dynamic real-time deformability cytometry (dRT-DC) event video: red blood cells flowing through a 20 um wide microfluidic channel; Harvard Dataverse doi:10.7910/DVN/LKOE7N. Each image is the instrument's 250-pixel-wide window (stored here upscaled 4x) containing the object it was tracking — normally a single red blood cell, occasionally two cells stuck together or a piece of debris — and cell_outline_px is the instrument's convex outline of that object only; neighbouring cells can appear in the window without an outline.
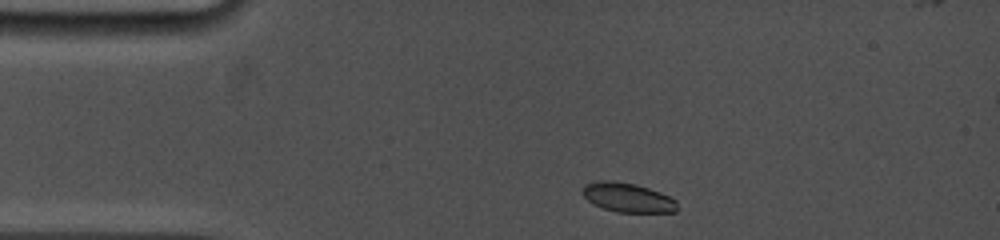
{"species": "common noctule bat (a hibernating species)", "species_latin": "Nyctalus noctula", "temperature_condition": "cold", "stored_images_in_passage": 61, "camera_frame_rate_fps": 5000, "um_per_image_px": 0.085, "animal": {"sex": "female", "body_mass_g": 19.0, "forearm_length_mm": 53.3}, "frame": {"image": 1, "passage_image": 2, "time_ms": 0.2, "image_size_px": [1000, 240], "cell_outline_px": [[676, 212], [616, 212], [592, 204], [580, 192], [584, 184], [600, 180], [612, 180], [636, 184], [660, 192], [676, 200]], "centroid_in_image_um": [53.3, 16.78], "position_along_channel_um": 31.7, "area_um2": 16.24}}
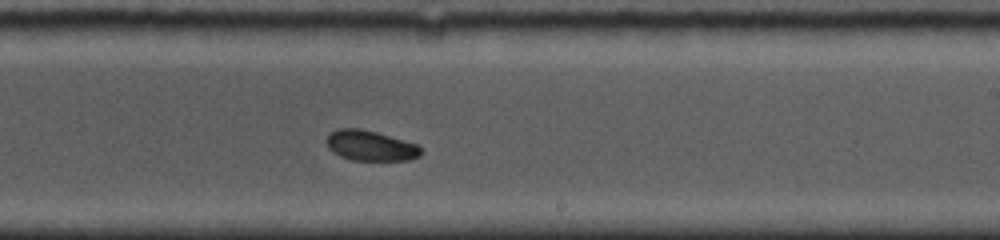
{"frame": {"image": 2, "passage_image": 35, "time_ms": 7.2, "image_size_px": [1000, 240], "cell_outline_px": [[424, 152], [420, 156], [408, 160], [352, 160], [340, 156], [332, 152], [328, 148], [324, 140], [332, 132], [340, 128], [360, 128], [376, 132], [416, 144]], "centroid_in_image_um": [31.46, 12.39], "position_along_channel_um": 257.5, "area_um2": 16.65}}
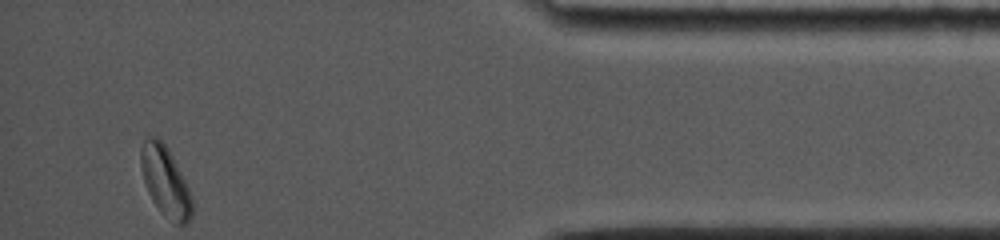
{"frame": {"image": 3, "passage_image": 61, "time_ms": 12.4, "image_size_px": [1000, 240], "cell_outline_px": [[192, 216], [188, 224], [176, 224], [160, 212], [152, 200], [148, 192], [140, 168], [140, 152], [144, 140], [148, 136], [156, 136], [168, 148], [192, 196]], "centroid_in_image_um": [14.04, 15.43], "position_along_channel_um": 421.2, "area_um2": 20.75}, "authors_computed_cell_mechanics": {"area_um2": 17.3978, "velocity_mm_per_s": 3.8355, "shape_relaxation_time_tau1_ms": 1.363, "shape_relaxation_time_tau2_ms": null, "deformation_change_tau1": 0.0833, "deformation_change_tau2": null}}